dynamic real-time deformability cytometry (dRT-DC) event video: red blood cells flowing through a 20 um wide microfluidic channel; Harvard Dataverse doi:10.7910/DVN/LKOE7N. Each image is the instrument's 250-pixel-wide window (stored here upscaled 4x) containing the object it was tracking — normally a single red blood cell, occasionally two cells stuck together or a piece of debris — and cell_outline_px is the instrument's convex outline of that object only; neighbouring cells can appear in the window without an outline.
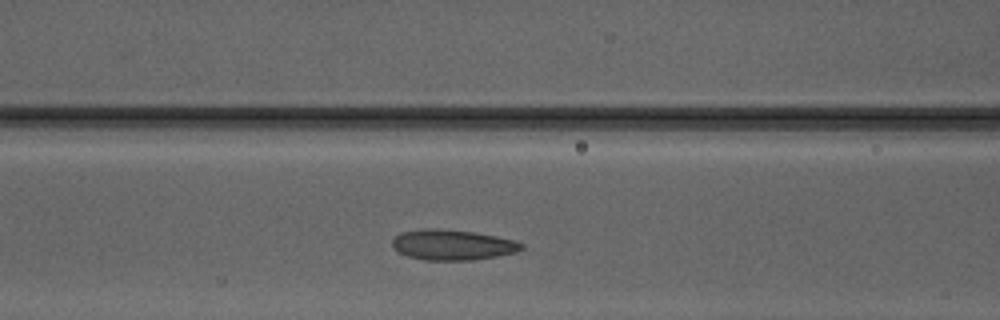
{"species": "Egyptian fruit bat (a non-hibernating species)", "species_latin": "Rousettus aegyptiacus", "temperature_condition": "warm", "stored_images_in_passage": 26, "camera_frame_rate_fps": 3000, "um_per_image_px": 0.085, "animal": {"sex": "male"}, "frame": {"image": 1, "passage_image": 7, "time_ms": 2.0, "image_size_px": [1000, 320], "cell_outline_px": [[524, 248], [516, 252], [476, 260], [424, 260], [408, 256], [400, 252], [392, 244], [392, 240], [400, 232], [428, 228], [432, 228], [472, 232], [496, 236], [516, 240], [524, 244]], "centroid_in_image_um": [38.5, 20.81], "position_along_channel_um": 128.1, "area_um2": 22.77}}
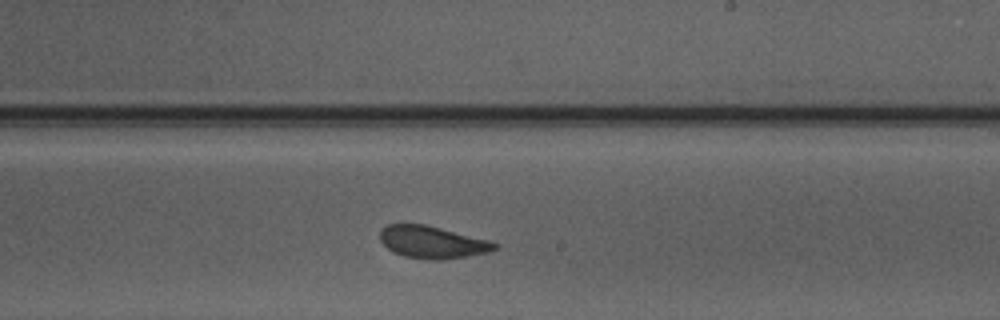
{"frame": {"image": 2, "passage_image": 16, "time_ms": 5.0, "image_size_px": [1000, 320], "cell_outline_px": [[500, 244], [496, 248], [488, 252], [468, 256], [444, 260], [428, 260], [404, 256], [388, 248], [380, 240], [380, 228], [388, 224], [424, 224], [488, 240]], "centroid_in_image_um": [36.74, 20.59], "position_along_channel_um": 252.3, "area_um2": 21.44}}
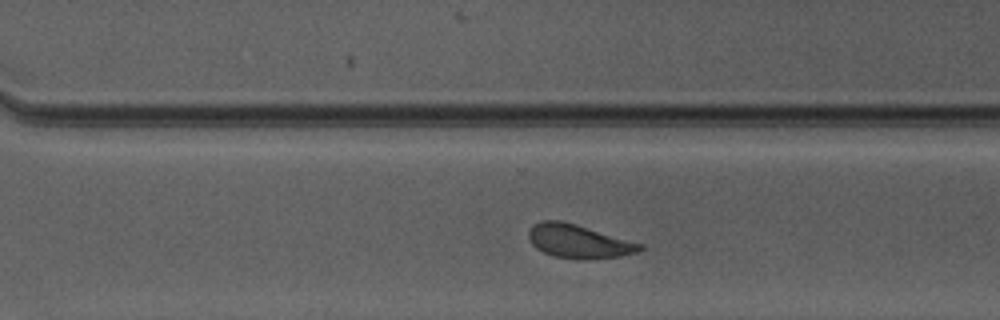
{"frame": {"image": 3, "passage_image": 21, "time_ms": 6.667, "image_size_px": [1000, 320], "cell_outline_px": [[644, 248], [640, 252], [620, 256], [552, 256], [536, 248], [532, 244], [528, 236], [528, 232], [532, 224], [544, 220], [560, 220], [576, 224], [644, 244]], "centroid_in_image_um": [49.17, 20.45], "position_along_channel_um": 321.4, "area_um2": 20.98}, "authors_computed_cell_mechanics": {"area_um2": 22.4553, "velocity_mm_per_s": 4.1487, "shape_relaxation_time_tau1_ms": 2.4034, "shape_relaxation_time_tau2_ms": 1.9416, "deformation_change_tau1": 0.0931, "deformation_change_tau2": 0.0855}}